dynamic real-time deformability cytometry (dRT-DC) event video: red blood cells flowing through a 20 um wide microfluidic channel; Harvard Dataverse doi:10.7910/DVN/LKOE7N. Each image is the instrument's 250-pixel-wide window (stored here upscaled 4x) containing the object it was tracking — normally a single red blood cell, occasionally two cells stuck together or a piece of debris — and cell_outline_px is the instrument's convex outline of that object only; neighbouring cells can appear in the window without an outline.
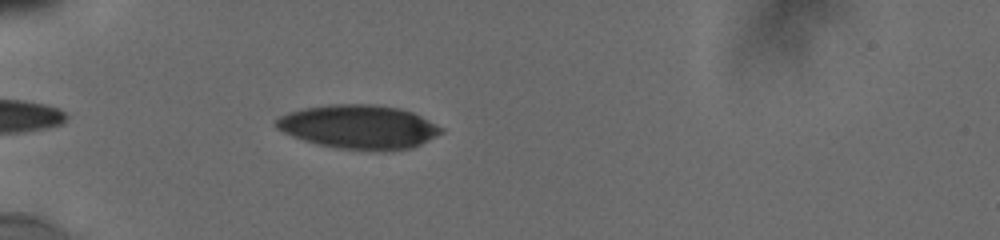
{"species": "human", "species_latin": "Homo sapiens", "temperature_condition": "cold", "stored_images_in_passage": 11, "camera_frame_rate_fps": 3000, "um_per_image_px": 0.085, "donor": {"sex": "male"}, "frame": {"image": 1, "passage_image": 5, "time_ms": 1.0, "image_size_px": [1000, 240], "cell_outline_px": [[444, 132], [412, 148], [384, 152], [368, 152], [336, 148], [316, 144], [292, 136], [276, 128], [276, 120], [280, 116], [288, 112], [304, 108], [328, 104], [376, 104], [400, 108], [412, 112], [444, 128]], "centroid_in_image_um": [30.52, 10.8], "position_along_channel_um": 54.5, "area_um2": 42.77}}
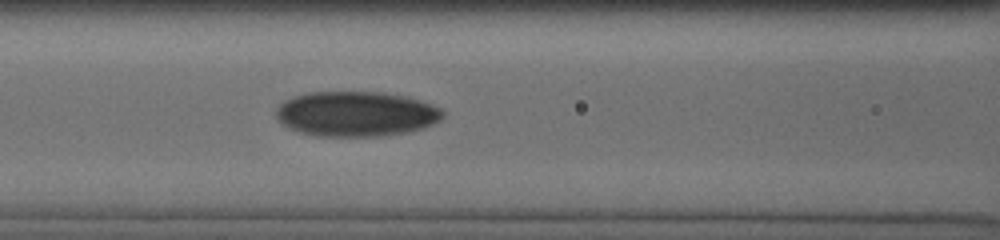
{"frame": {"image": 2, "passage_image": 11, "time_ms": 3.667, "image_size_px": [1000, 240], "cell_outline_px": [[444, 116], [440, 120], [424, 128], [408, 132], [384, 136], [316, 136], [300, 132], [284, 124], [276, 116], [276, 108], [284, 100], [292, 96], [308, 92], [384, 92], [408, 96], [432, 104], [440, 108], [444, 112]], "centroid_in_image_um": [30.3, 9.67], "position_along_channel_um": 136.3, "area_um2": 44.04}}